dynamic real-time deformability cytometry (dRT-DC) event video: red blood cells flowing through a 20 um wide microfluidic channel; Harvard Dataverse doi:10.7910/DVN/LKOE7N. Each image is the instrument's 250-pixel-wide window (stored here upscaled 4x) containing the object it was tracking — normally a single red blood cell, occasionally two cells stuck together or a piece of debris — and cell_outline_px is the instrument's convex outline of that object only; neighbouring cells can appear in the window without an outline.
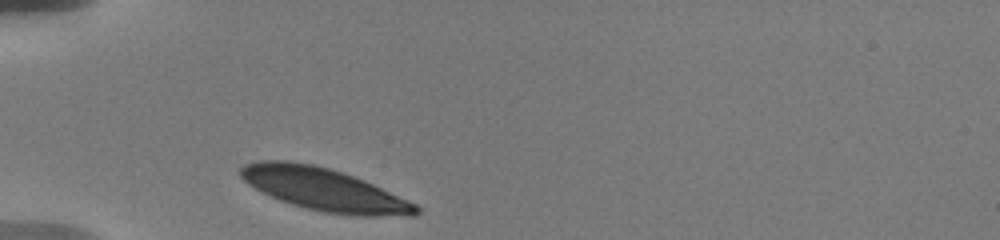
{"species": "human", "species_latin": "Homo sapiens", "temperature_condition": "warm", "stored_images_in_passage": 5, "camera_frame_rate_fps": 3000, "um_per_image_px": 0.085, "donor": {"sex": "male"}, "frame": {"image": 1, "passage_image": 1, "time_ms": 0.0, "image_size_px": [1000, 240], "cell_outline_px": [[420, 212], [416, 216], [352, 216], [324, 212], [292, 204], [280, 200], [248, 184], [236, 172], [244, 164], [260, 160], [288, 160], [312, 164], [328, 168], [364, 180], [408, 200], [416, 204], [420, 208]], "centroid_in_image_um": [27.55, 16.1], "position_along_channel_um": 57.4, "area_um2": 43.41}}
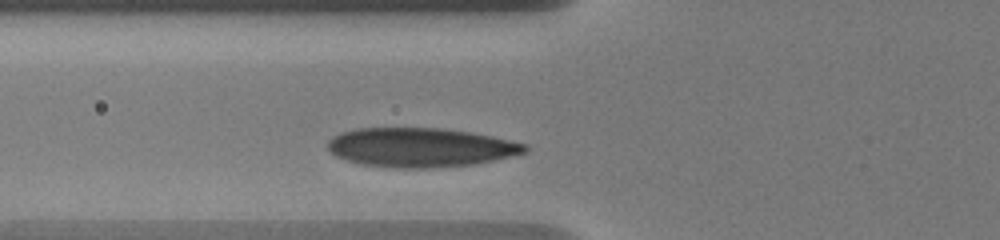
{"frame": {"image": 2, "passage_image": 3, "time_ms": 1.333, "image_size_px": [1000, 240], "cell_outline_px": [[528, 152], [492, 160], [472, 164], [432, 168], [396, 168], [360, 164], [336, 156], [328, 148], [328, 140], [332, 136], [340, 132], [356, 128], [440, 128], [472, 132], [492, 136], [528, 144]], "centroid_in_image_um": [35.74, 12.52], "position_along_channel_um": 90.1, "area_um2": 45.08}}
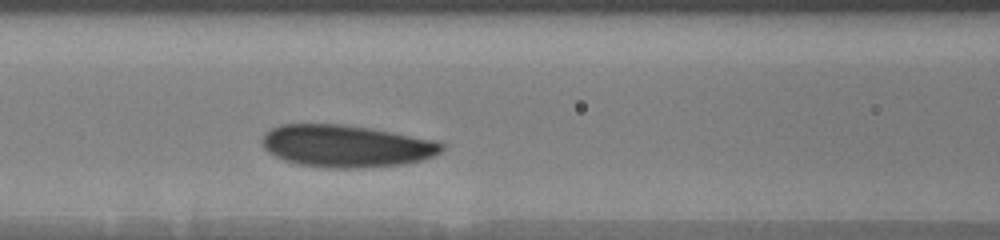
{"frame": {"image": 3, "passage_image": 5, "time_ms": 2.667, "image_size_px": [1000, 240], "cell_outline_px": [[444, 148], [440, 152], [424, 160], [404, 164], [364, 168], [328, 168], [296, 164], [284, 160], [268, 152], [264, 148], [260, 140], [264, 132], [268, 128], [280, 124], [344, 124], [368, 128], [436, 140], [444, 144]], "centroid_in_image_um": [29.38, 12.41], "position_along_channel_um": 137.2, "area_um2": 44.56}}